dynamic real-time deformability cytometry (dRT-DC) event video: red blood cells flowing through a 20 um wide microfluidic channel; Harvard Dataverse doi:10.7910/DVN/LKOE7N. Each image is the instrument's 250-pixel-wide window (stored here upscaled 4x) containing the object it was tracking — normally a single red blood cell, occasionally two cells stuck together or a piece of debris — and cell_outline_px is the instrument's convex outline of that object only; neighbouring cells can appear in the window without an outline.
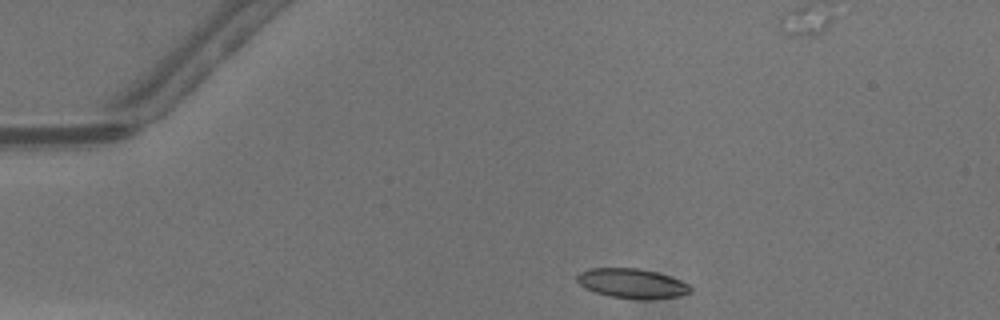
{"species": "common noctule bat (a hibernating species)", "species_latin": "Nyctalus noctula", "temperature_condition": "warm", "stored_images_in_passage": 34, "camera_frame_rate_fps": 3000, "um_per_image_px": 0.085, "animal": {"sex": "male", "body_mass_g": 13.3}, "frame": {"image": 1, "passage_image": 1, "time_ms": 0.0, "image_size_px": [1000, 320], "cell_outline_px": [[692, 292], [680, 296], [644, 300], [640, 300], [608, 296], [584, 288], [576, 280], [576, 276], [580, 272], [588, 268], [636, 268], [656, 272], [680, 280], [688, 284], [692, 288]], "centroid_in_image_um": [53.71, 24.1], "position_along_channel_um": 31.3, "area_um2": 19.71}}
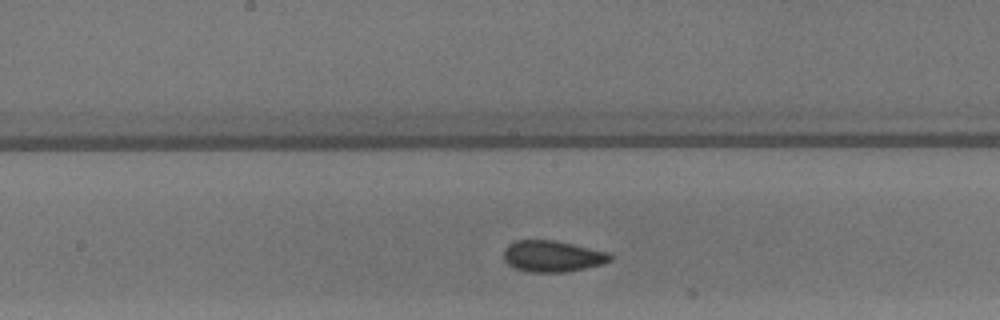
{"frame": {"image": 2, "passage_image": 17, "time_ms": 5.333, "image_size_px": [1000, 320], "cell_outline_px": [[612, 260], [600, 264], [568, 272], [528, 272], [512, 268], [504, 260], [504, 248], [508, 244], [516, 240], [556, 240], [608, 252], [612, 256]], "centroid_in_image_um": [46.92, 21.78], "position_along_channel_um": 201.3, "area_um2": 19.54}}
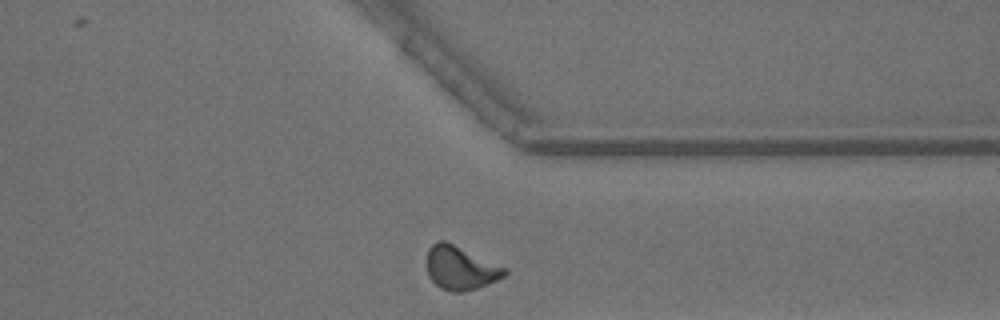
{"frame": {"image": 3, "passage_image": 29, "time_ms": 9.333, "image_size_px": [1000, 320], "cell_outline_px": [[508, 272], [504, 276], [488, 284], [476, 288], [460, 292], [452, 292], [440, 288], [428, 276], [428, 248], [432, 244], [440, 240], [444, 240], [508, 268]], "centroid_in_image_um": [39.16, 22.78], "position_along_channel_um": 372.2, "area_um2": 19.59}, "authors_computed_cell_mechanics": {"area_um2": 19.3341, "velocity_mm_per_s": 4.3129, "shape_relaxation_time_tau1_ms": 4.1327, "shape_relaxation_time_tau2_ms": 1.1187, "deformation_change_tau1": 0.1209, "deformation_change_tau2": 0.0595}}